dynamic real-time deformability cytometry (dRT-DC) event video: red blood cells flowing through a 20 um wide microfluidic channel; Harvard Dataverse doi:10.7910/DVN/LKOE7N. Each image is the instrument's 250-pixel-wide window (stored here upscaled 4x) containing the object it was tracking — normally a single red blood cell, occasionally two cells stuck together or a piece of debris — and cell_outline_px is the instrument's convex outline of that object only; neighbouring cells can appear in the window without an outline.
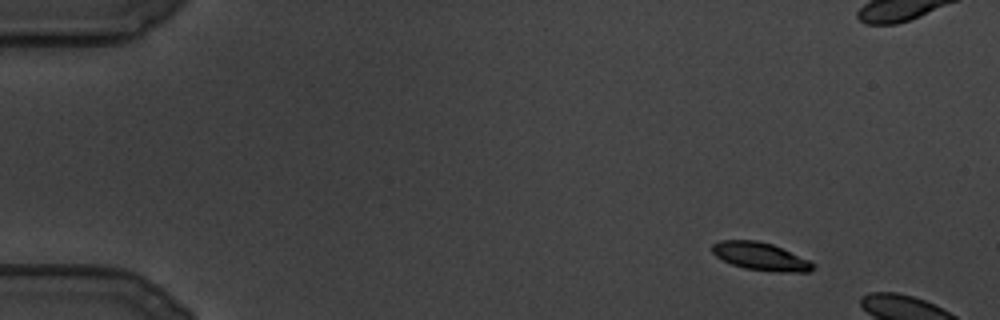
{"species": "common noctule bat (a hibernating species)", "species_latin": "Nyctalus noctula", "temperature_condition": "cold", "stored_images_in_passage": 10, "camera_frame_rate_fps": 3000, "um_per_image_px": 0.085, "animal": {"sex": "male", "body_mass_g": 19.5, "forearm_length_mm": 54.6}, "frame": {"image": 1, "passage_image": 1, "time_ms": 0.0, "image_size_px": [1000, 320], "cell_outline_px": [[816, 268], [808, 272], [776, 272], [744, 268], [732, 264], [716, 256], [712, 252], [712, 244], [720, 240], [756, 240], [772, 244], [808, 260], [816, 264]], "centroid_in_image_um": [64.66, 21.8], "position_along_channel_um": 20.3, "area_um2": 16.3}}